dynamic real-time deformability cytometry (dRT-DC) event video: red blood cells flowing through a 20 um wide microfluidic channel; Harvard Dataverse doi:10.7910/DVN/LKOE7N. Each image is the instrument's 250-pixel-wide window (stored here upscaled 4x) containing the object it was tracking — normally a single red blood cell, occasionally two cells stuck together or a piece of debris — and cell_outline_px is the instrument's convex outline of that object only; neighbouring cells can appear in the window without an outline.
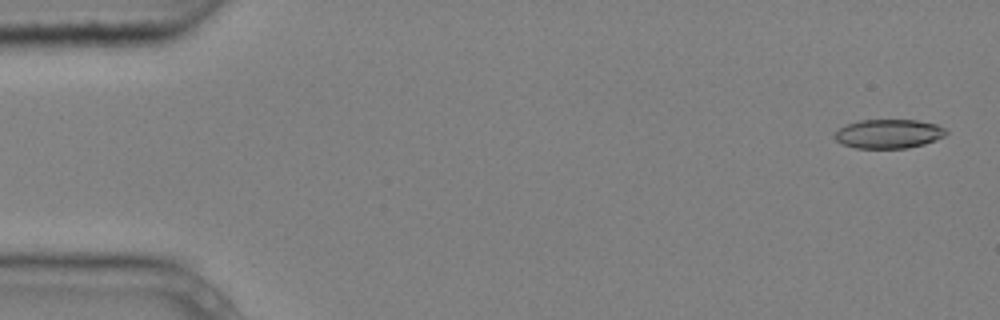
{"species": "common noctule bat (a hibernating species)", "species_latin": "Nyctalus noctula", "temperature_condition": "cold", "stored_images_in_passage": 4, "camera_frame_rate_fps": 3000, "um_per_image_px": 0.085, "animal": {"sex": "male", "body_mass_g": 20.4}, "frame": {"image": 1, "passage_image": 1, "time_ms": 0.0, "image_size_px": [1000, 320], "cell_outline_px": [[948, 132], [944, 136], [936, 140], [924, 144], [908, 148], [856, 148], [840, 144], [832, 136], [840, 128], [848, 124], [860, 120], [916, 120], [936, 124], [944, 128]], "centroid_in_image_um": [75.52, 11.38], "position_along_channel_um": 9.5, "area_um2": 18.9}}